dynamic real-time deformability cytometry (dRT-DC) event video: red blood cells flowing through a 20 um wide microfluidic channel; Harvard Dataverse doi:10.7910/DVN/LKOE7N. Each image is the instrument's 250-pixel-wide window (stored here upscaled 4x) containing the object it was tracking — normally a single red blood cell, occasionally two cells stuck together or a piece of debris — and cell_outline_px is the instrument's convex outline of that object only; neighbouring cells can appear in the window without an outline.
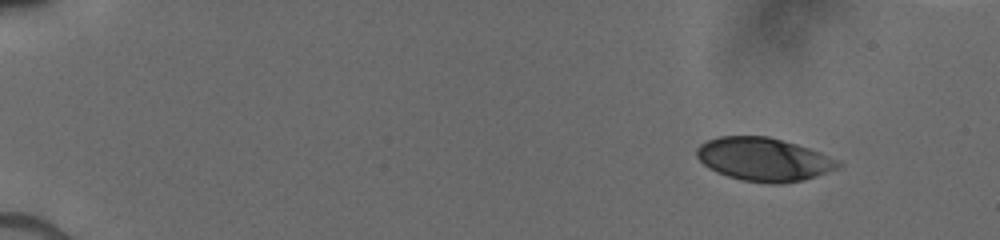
{"species": "human", "species_latin": "Homo sapiens", "temperature_condition": "cold", "stored_images_in_passage": 39, "camera_frame_rate_fps": 3000, "um_per_image_px": 0.085, "donor": {"sex": "male"}, "frame": {"image": 1, "passage_image": 1, "time_ms": 0.0, "image_size_px": [1000, 240], "cell_outline_px": [[844, 164], [840, 168], [804, 180], [780, 184], [768, 184], [744, 180], [728, 176], [716, 172], [708, 168], [696, 156], [696, 148], [700, 144], [708, 140], [720, 136], [768, 136], [796, 144], [820, 152], [840, 160]], "centroid_in_image_um": [64.95, 13.55], "position_along_channel_um": 20.1, "area_um2": 35.89}}
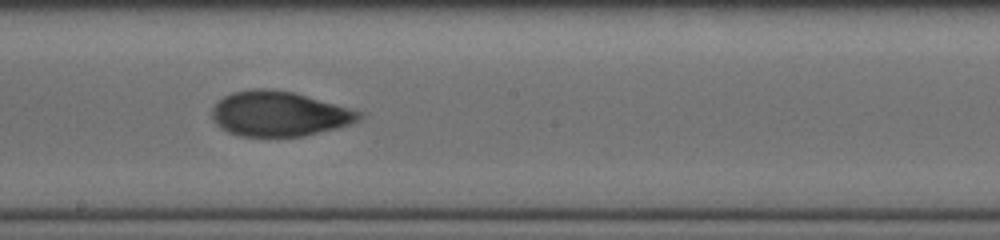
{"frame": {"image": 2, "passage_image": 22, "time_ms": 8.333, "image_size_px": [1000, 240], "cell_outline_px": [[368, 112], [360, 120], [352, 124], [304, 136], [240, 136], [228, 132], [220, 128], [212, 120], [212, 108], [224, 96], [232, 92], [252, 88], [264, 88], [292, 92]], "centroid_in_image_um": [23.78, 9.67], "position_along_channel_um": 224.4, "area_um2": 38.9}}
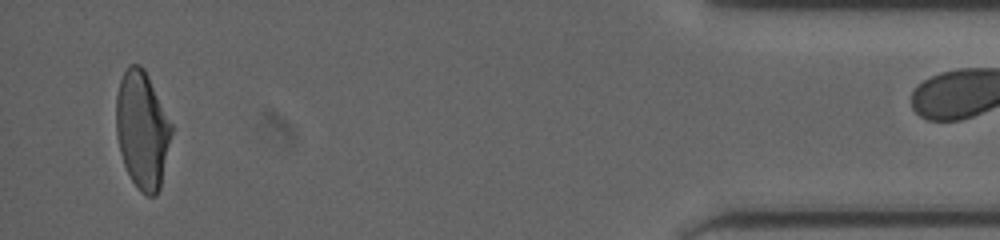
{"frame": {"image": 3, "passage_image": 38, "time_ms": 14.667, "image_size_px": [1000, 240], "cell_outline_px": [[172, 132], [160, 188], [156, 196], [148, 196], [140, 192], [132, 180], [124, 164], [120, 152], [116, 136], [116, 96], [120, 80], [128, 64], [140, 64], [144, 68], [172, 124]], "centroid_in_image_um": [12.08, 11.03], "position_along_channel_um": 423.1, "area_um2": 37.8}}